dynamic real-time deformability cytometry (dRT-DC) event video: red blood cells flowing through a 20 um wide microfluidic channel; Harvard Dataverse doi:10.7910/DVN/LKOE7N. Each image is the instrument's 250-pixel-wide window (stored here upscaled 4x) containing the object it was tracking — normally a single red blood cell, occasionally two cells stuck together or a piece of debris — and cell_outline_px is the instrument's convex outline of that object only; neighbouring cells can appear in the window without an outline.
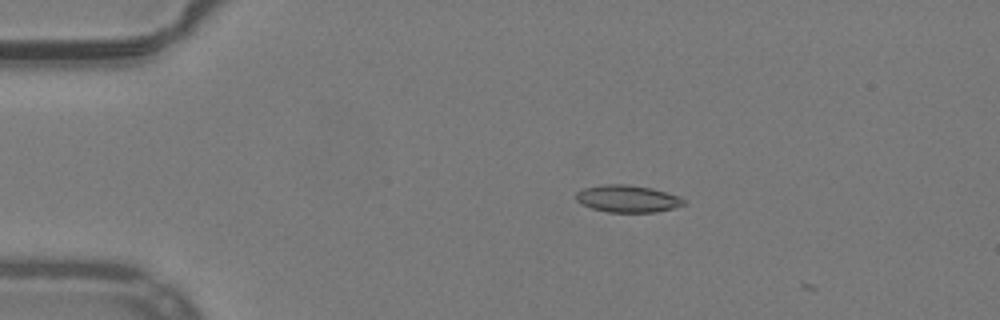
{"species": "common noctule bat (a hibernating species)", "species_latin": "Nyctalus noctula", "temperature_condition": "warm", "stored_images_in_passage": 4, "camera_frame_rate_fps": 3000, "um_per_image_px": 0.085, "animal": {"sex": "male", "body_mass_g": 19.2, "forearm_length_mm": 51.8}, "frame": {"image": 1, "passage_image": 3, "time_ms": 0.667, "image_size_px": [1000, 320], "cell_outline_px": [[684, 204], [672, 208], [656, 212], [608, 212], [592, 208], [576, 200], [576, 192], [584, 188], [604, 184], [628, 184], [652, 188], [680, 196], [684, 200]], "centroid_in_image_um": [53.34, 16.88], "position_along_channel_um": 31.7, "area_um2": 16.94}}